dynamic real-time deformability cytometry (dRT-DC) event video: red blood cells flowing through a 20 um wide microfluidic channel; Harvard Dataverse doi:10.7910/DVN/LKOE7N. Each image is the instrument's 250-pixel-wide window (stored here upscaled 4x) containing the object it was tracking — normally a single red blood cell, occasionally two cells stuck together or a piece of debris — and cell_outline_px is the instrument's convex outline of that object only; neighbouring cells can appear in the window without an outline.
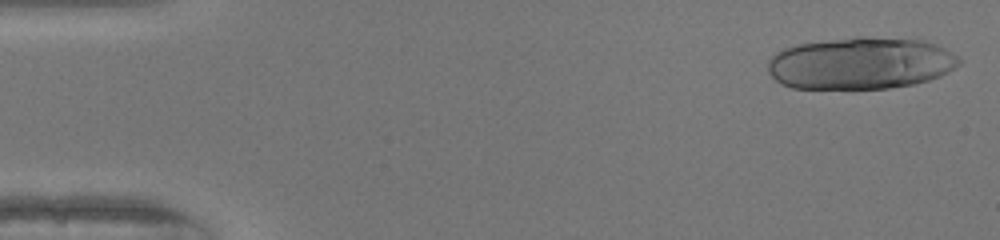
{"species": "human", "species_latin": "Homo sapiens", "temperature_condition": "warm", "stored_images_in_passage": 49, "camera_frame_rate_fps": 3000, "um_per_image_px": 0.085, "donor": {"sex": "female"}, "frame": {"image": 1, "passage_image": 1, "time_ms": 0.0, "image_size_px": [1000, 240], "cell_outline_px": [[960, 64], [956, 68], [940, 76], [916, 84], [888, 88], [792, 88], [780, 84], [768, 72], [768, 60], [776, 52], [784, 48], [800, 44], [856, 36], [860, 36], [924, 40], [936, 44], [944, 48], [956, 56], [960, 60]], "centroid_in_image_um": [73.15, 5.38], "position_along_channel_um": 11.8, "area_um2": 58.03}}
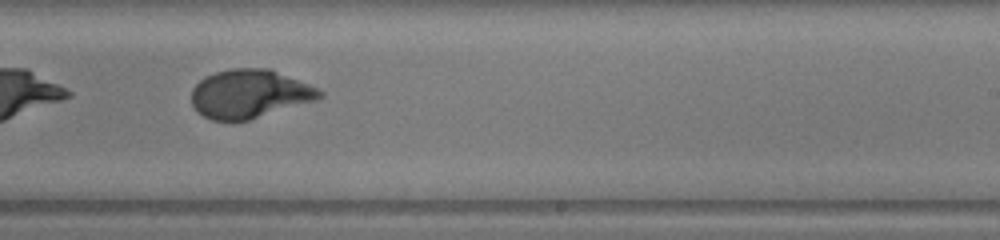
{"frame": {"image": 2, "passage_image": 30, "time_ms": 9.667, "image_size_px": [1000, 240], "cell_outline_px": [[324, 96], [316, 100], [248, 120], [212, 120], [196, 112], [192, 104], [192, 88], [204, 76], [216, 72], [232, 68], [268, 68], [308, 84], [324, 92]], "centroid_in_image_um": [21.18, 7.97], "position_along_channel_um": 267.8, "area_um2": 36.01}}
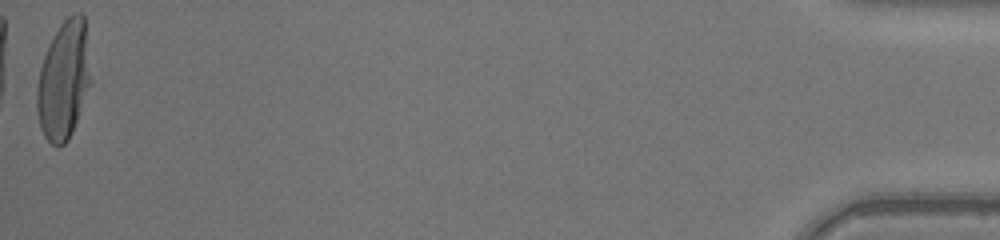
{"frame": {"image": 3, "passage_image": 49, "time_ms": 16.0, "image_size_px": [1000, 240], "cell_outline_px": [[92, 80], [72, 132], [68, 140], [60, 148], [56, 148], [44, 136], [40, 128], [36, 108], [36, 88], [40, 68], [44, 56], [60, 24], [72, 12], [80, 12], [84, 16]], "centroid_in_image_um": [5.42, 6.84], "position_along_channel_um": 429.8, "area_um2": 37.28}, "authors_computed_cell_mechanics": {"area_um2": 36.8764, "velocity_mm_per_s": 4.1556, "shape_relaxation_time_tau1_ms": 3.9446, "shape_relaxation_time_tau2_ms": null, "deformation_change_tau1": 0.2571, "deformation_change_tau2": null}}